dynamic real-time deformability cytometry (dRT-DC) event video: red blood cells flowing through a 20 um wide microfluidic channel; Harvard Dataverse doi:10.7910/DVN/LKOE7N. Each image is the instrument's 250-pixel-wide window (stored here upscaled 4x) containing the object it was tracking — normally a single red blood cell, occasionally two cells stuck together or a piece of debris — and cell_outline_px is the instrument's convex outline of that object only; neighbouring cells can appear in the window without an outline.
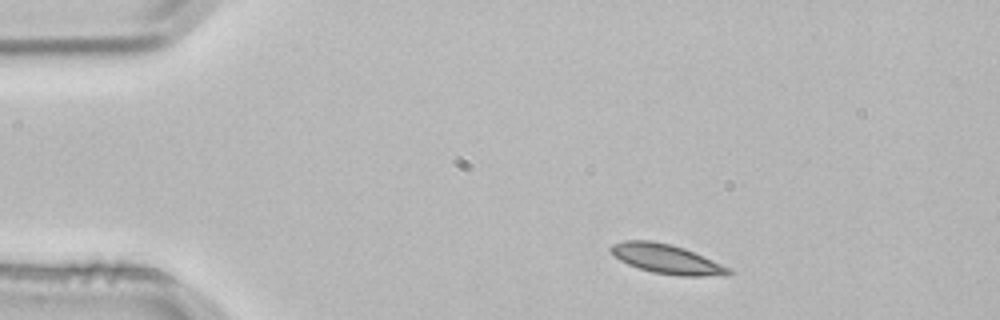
{"species": "common noctule bat (a hibernating species)", "species_latin": "Nyctalus noctula", "temperature_condition": "room temperature", "stored_images_in_passage": 2, "camera_frame_rate_fps": 3000, "um_per_image_px": 0.085, "animal": {"sex": "male", "body_mass_g": 21.5, "forearm_length_mm": 52.0}, "frame": {"image": 1, "passage_image": 1, "time_ms": 0.0, "image_size_px": [1000, 320], "cell_outline_px": [[732, 272], [728, 276], [680, 276], [652, 272], [628, 264], [620, 260], [608, 248], [612, 244], [624, 240], [652, 240], [672, 244], [684, 248], [732, 268]], "centroid_in_image_um": [56.7, 22.01], "position_along_channel_um": 28.3, "area_um2": 20.29}}